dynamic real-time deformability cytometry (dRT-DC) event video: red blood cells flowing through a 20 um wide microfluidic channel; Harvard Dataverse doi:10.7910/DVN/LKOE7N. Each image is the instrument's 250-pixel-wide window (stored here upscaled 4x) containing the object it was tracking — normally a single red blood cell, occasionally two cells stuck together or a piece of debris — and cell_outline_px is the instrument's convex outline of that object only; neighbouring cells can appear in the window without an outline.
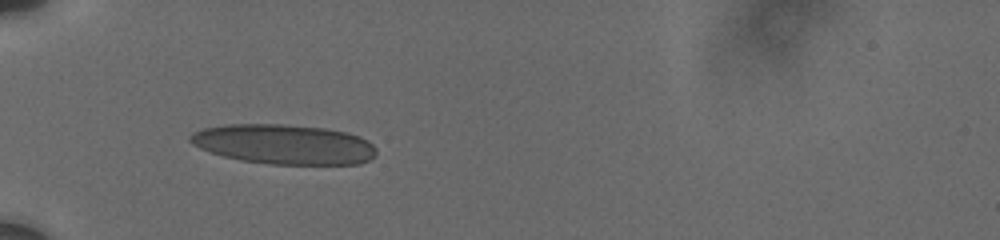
{"species": "human", "species_latin": "Homo sapiens", "temperature_condition": "cold", "stored_images_in_passage": 20, "camera_frame_rate_fps": 3000, "um_per_image_px": 0.085, "donor": {"sex": "male"}, "frame": {"image": 1, "passage_image": 1, "time_ms": 0.0, "image_size_px": [1000, 240], "cell_outline_px": [[376, 156], [360, 164], [268, 164], [240, 160], [208, 152], [192, 144], [188, 140], [188, 136], [192, 132], [204, 128], [228, 124], [280, 124], [324, 128], [348, 132], [368, 140], [376, 148]], "centroid_in_image_um": [24.12, 12.26], "position_along_channel_um": 60.9, "area_um2": 43.41}}
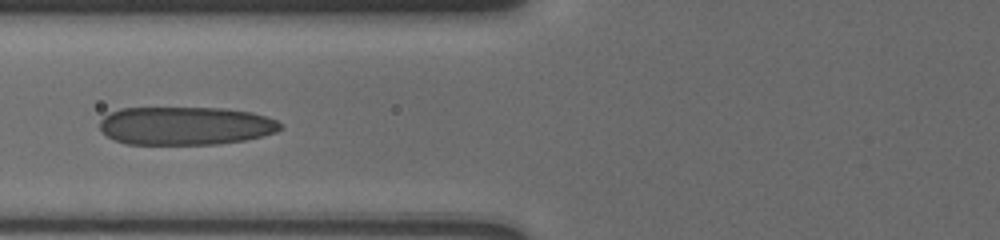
{"frame": {"image": 2, "passage_image": 12, "time_ms": 1.667, "image_size_px": [1000, 240], "cell_outline_px": [[284, 128], [276, 132], [264, 136], [244, 140], [220, 144], [128, 144], [116, 140], [108, 136], [100, 128], [100, 120], [104, 116], [120, 108], [224, 108], [252, 112], [276, 120]], "centroid_in_image_um": [15.8, 10.69], "position_along_channel_um": 110.0, "area_um2": 40.29}}
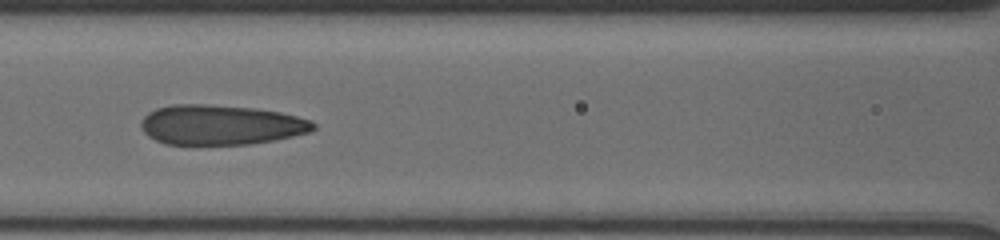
{"frame": {"image": 3, "passage_image": 19, "time_ms": 2.667, "image_size_px": [1000, 240], "cell_outline_px": [[316, 128], [308, 132], [292, 136], [272, 140], [248, 144], [164, 144], [148, 136], [144, 132], [140, 124], [140, 120], [148, 112], [156, 108], [172, 104], [204, 104], [256, 108], [280, 112], [312, 120], [316, 124]], "centroid_in_image_um": [18.74, 10.6], "position_along_channel_um": 147.9, "area_um2": 40.11}}